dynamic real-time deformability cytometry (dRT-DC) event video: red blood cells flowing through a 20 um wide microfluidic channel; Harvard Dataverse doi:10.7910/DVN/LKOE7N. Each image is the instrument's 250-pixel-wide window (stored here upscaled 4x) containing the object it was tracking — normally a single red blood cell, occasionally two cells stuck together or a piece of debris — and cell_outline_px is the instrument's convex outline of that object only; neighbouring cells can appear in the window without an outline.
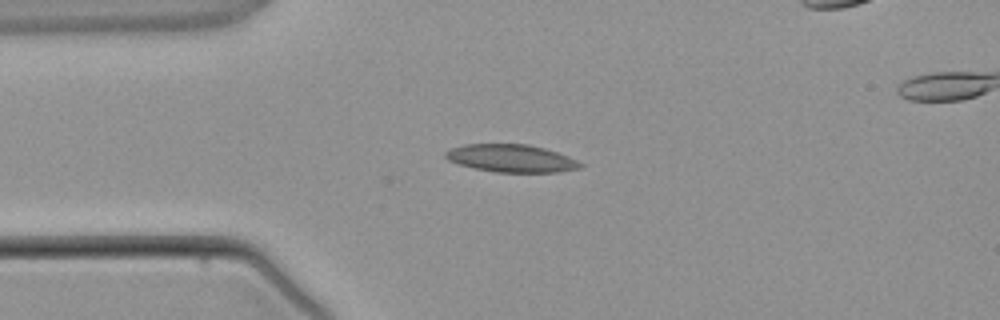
{"species": "common noctule bat (a hibernating species)", "species_latin": "Nyctalus noctula", "temperature_condition": "warm", "stored_images_in_passage": 2, "camera_frame_rate_fps": 3000, "um_per_image_px": 0.085, "animal": {"sex": "male", "body_mass_g": 21.5, "forearm_length_mm": 52.0}, "frame": {"image": 1, "passage_image": 1, "time_ms": 0.0, "image_size_px": [1000, 320], "cell_outline_px": [[584, 164], [580, 168], [556, 172], [496, 172], [476, 168], [460, 164], [448, 160], [444, 156], [444, 152], [452, 148], [464, 144], [528, 144], [544, 148], [568, 156]], "centroid_in_image_um": [43.45, 13.45], "position_along_channel_um": 41.5, "area_um2": 21.56}}